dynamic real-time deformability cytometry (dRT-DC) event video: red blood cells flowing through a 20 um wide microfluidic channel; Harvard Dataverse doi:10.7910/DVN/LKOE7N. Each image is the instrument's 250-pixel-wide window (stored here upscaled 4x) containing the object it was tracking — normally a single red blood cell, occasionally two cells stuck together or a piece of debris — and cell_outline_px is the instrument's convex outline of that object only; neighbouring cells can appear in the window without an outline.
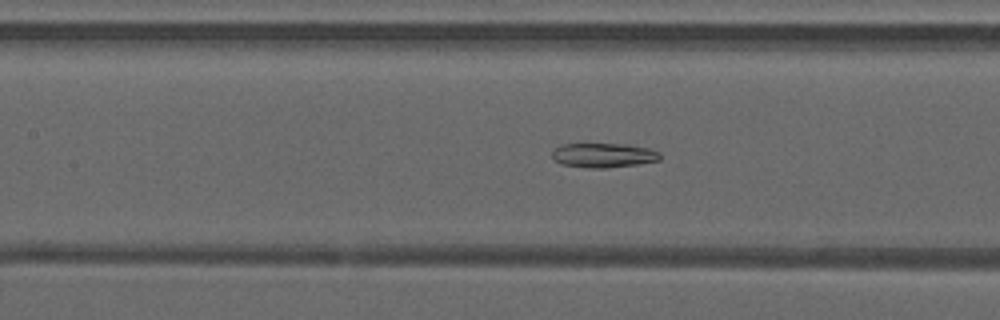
{"species": "common noctule bat (a hibernating species)", "species_latin": "Nyctalus noctula", "temperature_condition": "warm", "stored_images_in_passage": 50, "camera_frame_rate_fps": 3000, "um_per_image_px": 0.085, "animal": {"sex": "male", "forearm_length_mm": 52.5}, "frame": {"image": 1, "passage_image": 24, "time_ms": 7.667, "image_size_px": [1000, 320], "cell_outline_px": [[660, 160], [636, 164], [604, 168], [584, 168], [560, 164], [552, 156], [552, 148], [564, 144], [628, 144], [648, 148], [660, 152]], "centroid_in_image_um": [51.27, 13.19], "position_along_channel_um": 156.1, "area_um2": 15.43}}
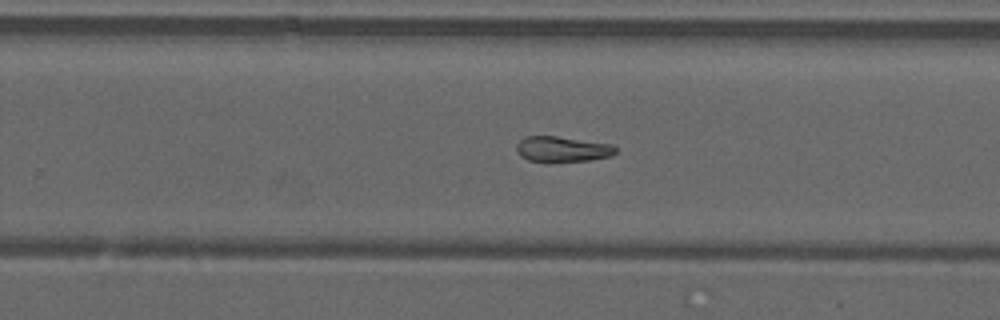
{"frame": {"image": 2, "passage_image": 33, "time_ms": 10.667, "image_size_px": [1000, 320], "cell_outline_px": [[616, 152], [612, 156], [588, 160], [548, 164], [528, 160], [520, 156], [516, 148], [516, 144], [524, 136], [556, 136], [612, 144], [616, 148]], "centroid_in_image_um": [47.76, 12.71], "position_along_channel_um": 282.0, "area_um2": 15.2}}
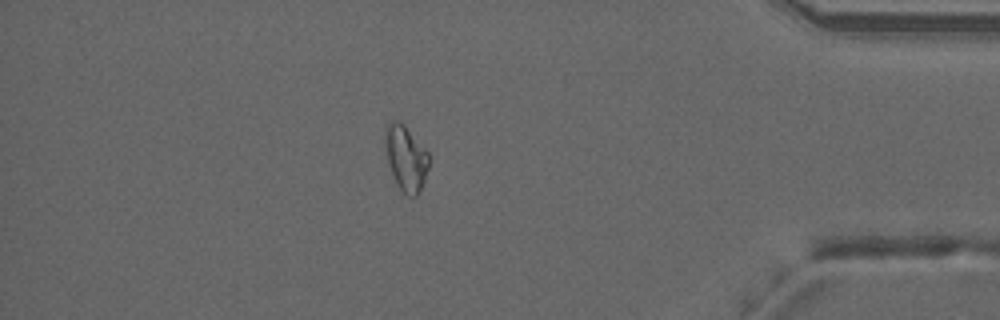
{"frame": {"image": 3, "passage_image": 44, "time_ms": 14.333, "image_size_px": [1000, 320], "cell_outline_px": [[428, 168], [424, 180], [416, 196], [408, 196], [400, 188], [392, 172], [388, 160], [384, 144], [384, 132], [388, 124], [392, 120], [400, 120], [404, 124], [428, 152]], "centroid_in_image_um": [34.49, 13.38], "position_along_channel_um": 400.7, "area_um2": 16.3}, "authors_computed_cell_mechanics": {"area_um2": 18.2937, "velocity_mm_per_s": 4.2096, "shape_relaxation_time_tau1_ms": null, "shape_relaxation_time_tau2_ms": 5.8948, "deformation_change_tau1": null, "deformation_change_tau2": 0.1227}}